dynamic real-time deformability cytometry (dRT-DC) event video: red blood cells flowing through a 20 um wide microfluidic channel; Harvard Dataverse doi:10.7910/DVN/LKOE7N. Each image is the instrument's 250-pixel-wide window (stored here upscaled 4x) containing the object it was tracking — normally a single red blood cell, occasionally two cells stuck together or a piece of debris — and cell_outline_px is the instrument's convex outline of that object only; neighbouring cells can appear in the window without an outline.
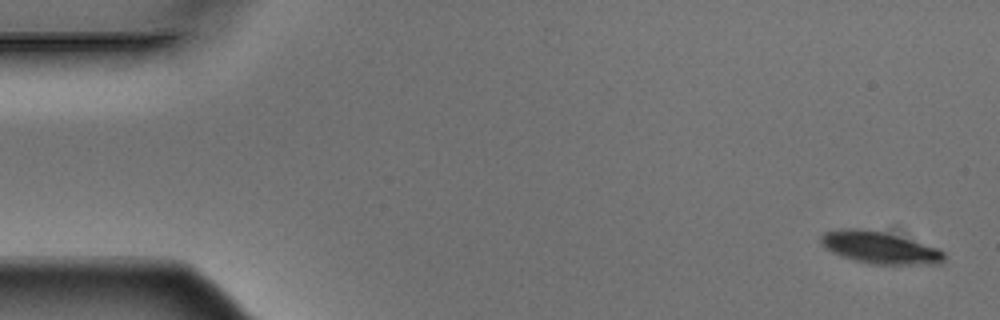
{"species": "Egyptian fruit bat (a non-hibernating species)", "species_latin": "Rousettus aegyptiacus", "temperature_condition": "warm", "stored_images_in_passage": 4, "camera_frame_rate_fps": 3000, "um_per_image_px": 0.085, "animal": {"sex": "male"}, "frame": {"image": 1, "passage_image": 1, "time_ms": 0.0, "image_size_px": [1000, 320], "cell_outline_px": [[944, 260], [940, 264], [868, 264], [840, 256], [832, 252], [820, 244], [820, 236], [824, 232], [840, 228], [860, 228], [884, 232], [936, 248], [944, 252]], "centroid_in_image_um": [74.7, 21.05], "position_along_channel_um": 10.3, "area_um2": 22.89}}
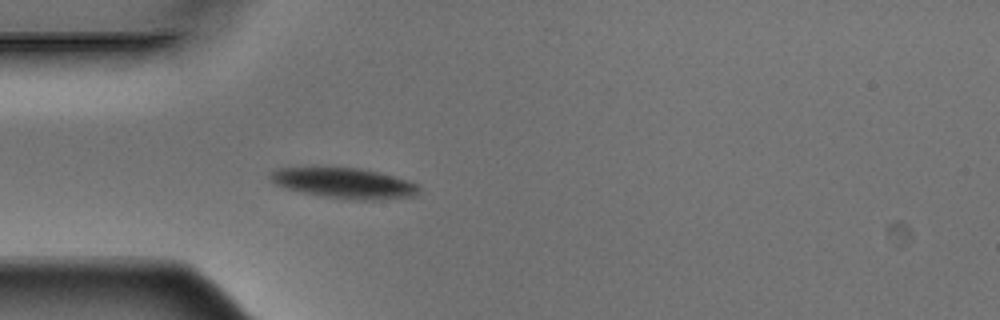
{"frame": {"image": 2, "passage_image": 4, "time_ms": 1.0, "image_size_px": [1000, 320], "cell_outline_px": [[420, 196], [376, 200], [364, 200], [324, 196], [304, 192], [288, 188], [276, 184], [268, 176], [268, 172], [276, 168], [360, 168], [408, 180], [420, 184]], "centroid_in_image_um": [29.34, 15.57], "position_along_channel_um": 55.7, "area_um2": 26.13}}